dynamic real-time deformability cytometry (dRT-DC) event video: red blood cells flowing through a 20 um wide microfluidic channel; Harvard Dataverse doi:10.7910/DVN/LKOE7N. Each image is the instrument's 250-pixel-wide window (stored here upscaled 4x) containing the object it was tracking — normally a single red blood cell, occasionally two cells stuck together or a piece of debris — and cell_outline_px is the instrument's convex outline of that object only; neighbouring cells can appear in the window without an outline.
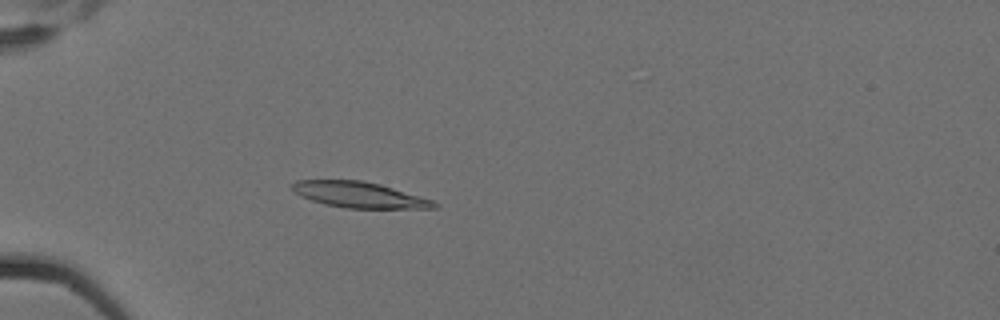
{"species": "Egyptian fruit bat (a non-hibernating species)", "species_latin": "Rousettus aegyptiacus", "temperature_condition": "cold", "stored_images_in_passage": 3, "camera_frame_rate_fps": 3000, "um_per_image_px": 0.085, "animal": {"sex": "female"}, "frame": {"image": 1, "passage_image": 3, "time_ms": 0.667, "image_size_px": [1000, 320], "cell_outline_px": [[440, 204], [436, 208], [348, 208], [324, 204], [300, 196], [292, 192], [288, 184], [296, 180], [364, 180], [380, 184], [432, 200]], "centroid_in_image_um": [30.46, 16.54], "position_along_channel_um": 54.5, "area_um2": 21.44}}